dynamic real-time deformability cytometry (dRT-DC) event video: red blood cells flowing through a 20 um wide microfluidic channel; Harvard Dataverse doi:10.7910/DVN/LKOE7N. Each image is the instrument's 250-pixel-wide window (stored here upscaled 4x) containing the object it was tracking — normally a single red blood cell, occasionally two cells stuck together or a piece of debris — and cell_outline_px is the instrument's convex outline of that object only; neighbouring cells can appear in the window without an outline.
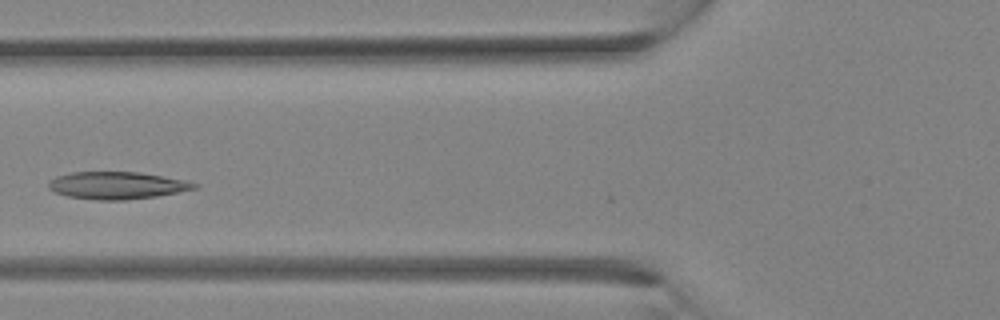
{"species": "Egyptian fruit bat (a non-hibernating species)", "species_latin": "Rousettus aegyptiacus", "temperature_condition": "room temperature", "stored_images_in_passage": 31, "camera_frame_rate_fps": 3000, "um_per_image_px": 0.085, "animal": {"sex": "female"}, "frame": {"image": 1, "passage_image": 10, "time_ms": 3.0, "image_size_px": [1000, 320], "cell_outline_px": [[200, 184], [196, 188], [156, 196], [128, 200], [96, 200], [68, 196], [56, 192], [48, 188], [48, 180], [56, 176], [72, 172], [140, 172], [184, 180]], "centroid_in_image_um": [9.91, 15.76], "position_along_channel_um": 115.9, "area_um2": 23.12}}
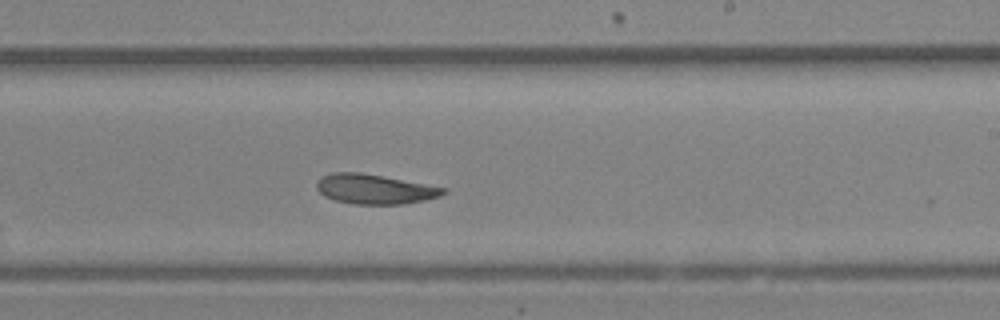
{"frame": {"image": 2, "passage_image": 17, "time_ms": 5.333, "image_size_px": [1000, 320], "cell_outline_px": [[448, 192], [440, 196], [424, 200], [404, 204], [352, 204], [336, 200], [324, 196], [316, 188], [316, 184], [320, 176], [332, 172], [360, 172], [384, 176], [448, 188]], "centroid_in_image_um": [31.85, 16.06], "position_along_channel_um": 257.1, "area_um2": 22.14}}
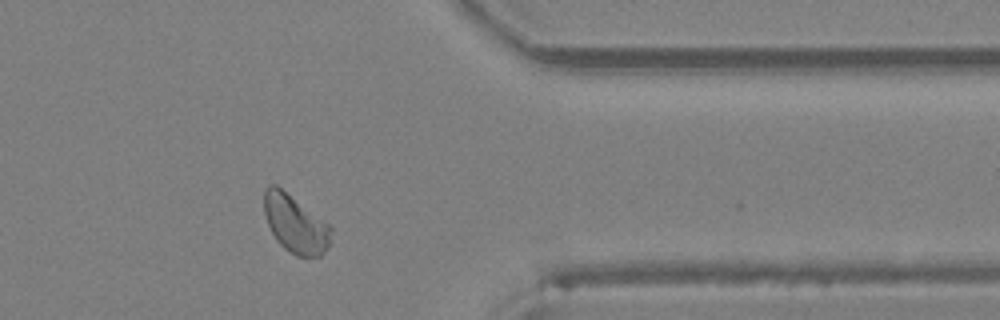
{"frame": {"image": 3, "passage_image": 24, "time_ms": 7.667, "image_size_px": [1000, 320], "cell_outline_px": [[332, 228], [328, 244], [324, 252], [320, 256], [296, 256], [284, 248], [276, 240], [268, 224], [264, 212], [264, 188], [268, 184], [276, 184], [328, 224]], "centroid_in_image_um": [25.06, 19.02], "position_along_channel_um": 386.3, "area_um2": 22.2}}